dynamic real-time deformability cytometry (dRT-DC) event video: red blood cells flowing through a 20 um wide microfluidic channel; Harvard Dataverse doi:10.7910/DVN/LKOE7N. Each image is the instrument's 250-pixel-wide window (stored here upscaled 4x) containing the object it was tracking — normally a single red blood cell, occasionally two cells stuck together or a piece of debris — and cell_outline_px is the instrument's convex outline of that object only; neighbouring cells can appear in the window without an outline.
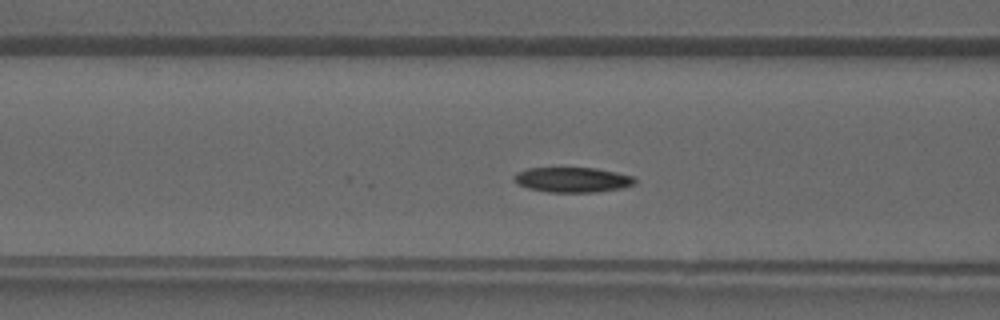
{"species": "common noctule bat (a hibernating species)", "species_latin": "Nyctalus noctula", "temperature_condition": "warm", "stored_images_in_passage": 13, "camera_frame_rate_fps": 3000, "um_per_image_px": 0.085, "animal": {"sex": "male", "forearm_length_mm": 52.5}, "frame": {"image": 1, "passage_image": 13, "time_ms": 4.0, "image_size_px": [1000, 320], "cell_outline_px": [[636, 180], [632, 184], [620, 188], [596, 192], [548, 192], [528, 188], [516, 184], [512, 180], [512, 176], [516, 172], [528, 168], [596, 168], [616, 172], [632, 176]], "centroid_in_image_um": [48.57, 15.27], "position_along_channel_um": 118.0, "area_um2": 17.63}}